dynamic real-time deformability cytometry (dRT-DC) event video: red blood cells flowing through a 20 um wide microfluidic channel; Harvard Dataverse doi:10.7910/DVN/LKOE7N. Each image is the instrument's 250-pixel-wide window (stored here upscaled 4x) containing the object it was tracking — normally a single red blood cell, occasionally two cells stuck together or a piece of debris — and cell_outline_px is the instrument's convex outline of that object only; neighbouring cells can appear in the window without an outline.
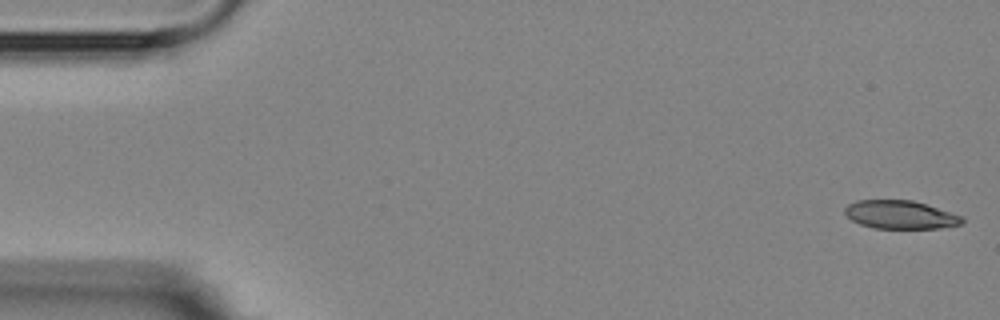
{"species": "Egyptian fruit bat (a non-hibernating species)", "species_latin": "Rousettus aegyptiacus", "temperature_condition": "room temperature", "stored_images_in_passage": 8, "camera_frame_rate_fps": 3000, "um_per_image_px": 0.085, "animal": {"sex": "female"}, "frame": {"image": 1, "passage_image": 1, "time_ms": 0.0, "image_size_px": [1000, 320], "cell_outline_px": [[964, 224], [940, 228], [872, 228], [860, 224], [852, 220], [844, 212], [844, 208], [848, 204], [856, 200], [912, 200], [964, 216]], "centroid_in_image_um": [76.55, 18.25], "position_along_channel_um": 8.5, "area_um2": 19.42}}
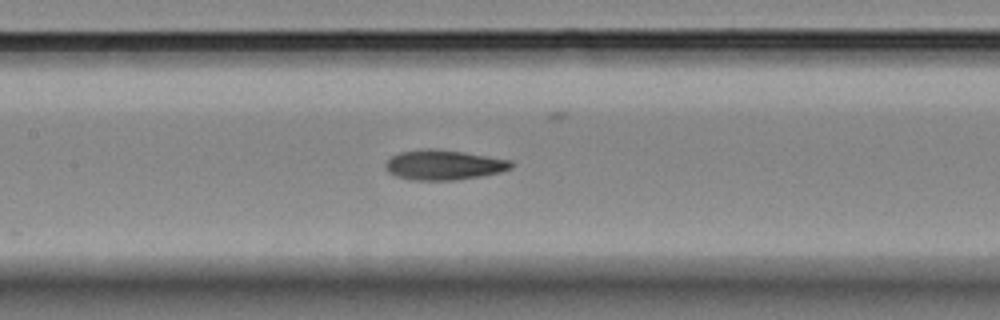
{"frame": {"image": 2, "passage_image": 8, "time_ms": 8.0, "image_size_px": [1000, 320], "cell_outline_px": [[512, 168], [500, 172], [480, 176], [456, 180], [416, 180], [396, 176], [388, 172], [384, 168], [384, 164], [392, 156], [400, 152], [420, 148], [436, 148], [464, 152], [512, 160]], "centroid_in_image_um": [37.7, 14.0], "position_along_channel_um": 169.7, "area_um2": 22.08}}